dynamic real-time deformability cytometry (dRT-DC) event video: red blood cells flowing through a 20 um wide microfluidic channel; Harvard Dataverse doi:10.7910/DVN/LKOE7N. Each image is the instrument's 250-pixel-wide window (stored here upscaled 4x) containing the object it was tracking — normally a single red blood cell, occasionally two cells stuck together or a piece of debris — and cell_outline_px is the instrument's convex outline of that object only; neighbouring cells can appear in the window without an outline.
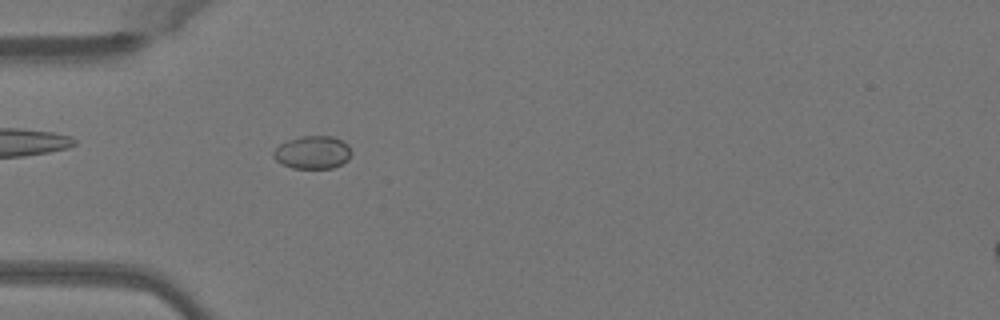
{"species": "Egyptian fruit bat (a non-hibernating species)", "species_latin": "Rousettus aegyptiacus", "temperature_condition": "warm", "stored_images_in_passage": 35, "camera_frame_rate_fps": 3000, "um_per_image_px": 0.085, "animal": {"sex": "female"}, "frame": {"image": 1, "passage_image": 1, "time_ms": 0.0, "image_size_px": [1000, 320], "cell_outline_px": [[352, 152], [348, 160], [332, 168], [292, 168], [276, 160], [272, 156], [272, 152], [280, 144], [288, 140], [300, 136], [332, 136], [348, 144]], "centroid_in_image_um": [26.57, 12.95], "position_along_channel_um": 58.4, "area_um2": 14.91}}
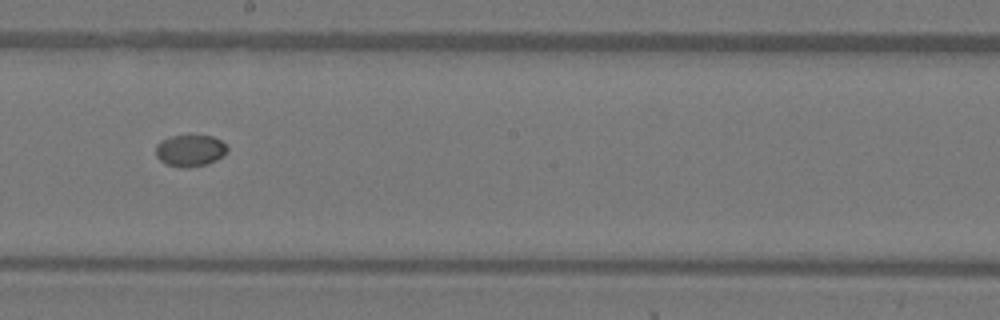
{"frame": {"image": 2, "passage_image": 14, "time_ms": 4.333, "image_size_px": [1000, 320], "cell_outline_px": [[228, 148], [224, 156], [208, 164], [188, 168], [180, 168], [164, 164], [156, 156], [156, 144], [160, 140], [172, 136], [212, 136], [220, 140]], "centroid_in_image_um": [16.14, 12.82], "position_along_channel_um": 232.1, "area_um2": 13.35}}
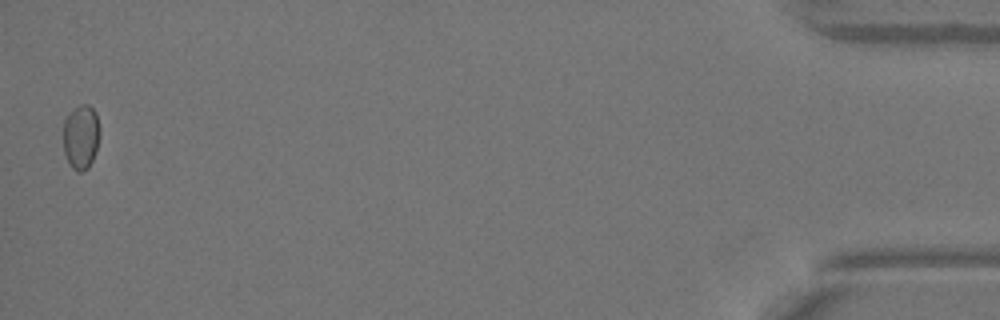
{"frame": {"image": 3, "passage_image": 35, "time_ms": 11.333, "image_size_px": [1000, 320], "cell_outline_px": [[100, 136], [92, 160], [88, 168], [84, 172], [76, 172], [68, 164], [64, 152], [64, 120], [68, 112], [80, 104], [88, 104], [96, 112], [100, 128]], "centroid_in_image_um": [6.88, 11.63], "position_along_channel_um": 428.3, "area_um2": 13.99}}